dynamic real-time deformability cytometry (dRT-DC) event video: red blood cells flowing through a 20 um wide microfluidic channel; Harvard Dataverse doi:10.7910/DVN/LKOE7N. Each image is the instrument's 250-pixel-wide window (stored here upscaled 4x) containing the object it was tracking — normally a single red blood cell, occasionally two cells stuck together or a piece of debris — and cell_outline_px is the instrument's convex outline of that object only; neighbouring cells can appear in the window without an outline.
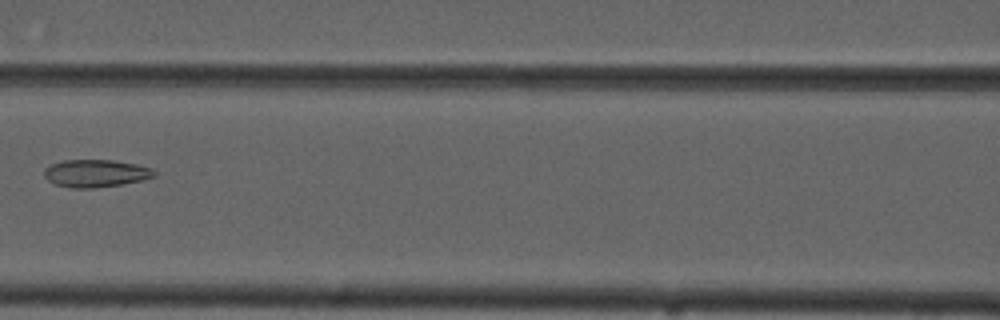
{"species": "common noctule bat (a hibernating species)", "species_latin": "Nyctalus noctula", "temperature_condition": "cold", "stored_images_in_passage": 7, "camera_frame_rate_fps": 3000, "um_per_image_px": 0.085, "animal": {"sex": "male", "forearm_length_mm": 52.5}, "frame": {"image": 1, "passage_image": 7, "time_ms": 8.0, "image_size_px": [1000, 320], "cell_outline_px": [[156, 176], [144, 180], [120, 184], [92, 188], [72, 188], [56, 184], [48, 180], [44, 176], [44, 168], [52, 164], [64, 160], [112, 160], [136, 164], [152, 168], [156, 172]], "centroid_in_image_um": [8.15, 14.73], "position_along_channel_um": 158.4, "area_um2": 17.63}}